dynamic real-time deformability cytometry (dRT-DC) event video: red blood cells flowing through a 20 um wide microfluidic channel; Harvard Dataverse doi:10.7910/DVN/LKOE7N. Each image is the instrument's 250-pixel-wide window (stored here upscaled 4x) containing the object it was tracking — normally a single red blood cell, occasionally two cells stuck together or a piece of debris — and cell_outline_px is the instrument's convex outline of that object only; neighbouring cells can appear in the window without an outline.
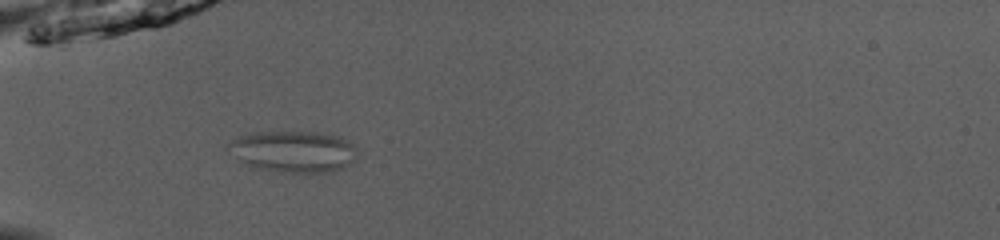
{"species": "common noctule bat (a hibernating species)", "species_latin": "Nyctalus noctula", "temperature_condition": "room temperature", "stored_images_in_passage": 53, "camera_frame_rate_fps": 3000, "um_per_image_px": 0.085, "animal": {"sex": "male", "body_mass_g": 13.0, "forearm_length_mm": 53.1}, "frame": {"image": 1, "passage_image": 19, "time_ms": 6.0, "image_size_px": [1000, 240], "cell_outline_px": [[356, 152], [352, 160], [344, 168], [336, 172], [276, 172], [252, 164], [244, 160], [228, 148], [228, 144], [240, 136], [256, 132], [316, 132], [336, 136], [352, 144], [356, 148]], "centroid_in_image_um": [25.02, 12.87], "position_along_channel_um": 60.0, "area_um2": 30.06}}
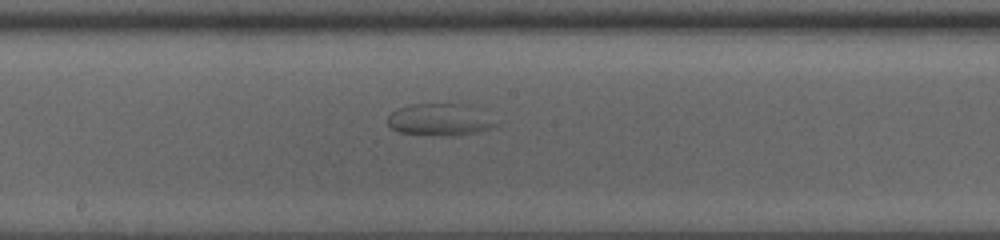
{"frame": {"image": 2, "passage_image": 31, "time_ms": 10.0, "image_size_px": [1000, 240], "cell_outline_px": [[500, 124], [492, 128], [476, 132], [452, 136], [444, 136], [400, 132], [392, 128], [388, 124], [388, 116], [392, 112], [408, 104], [468, 104]], "centroid_in_image_um": [37.38, 10.17], "position_along_channel_um": 210.8, "area_um2": 19.94}}
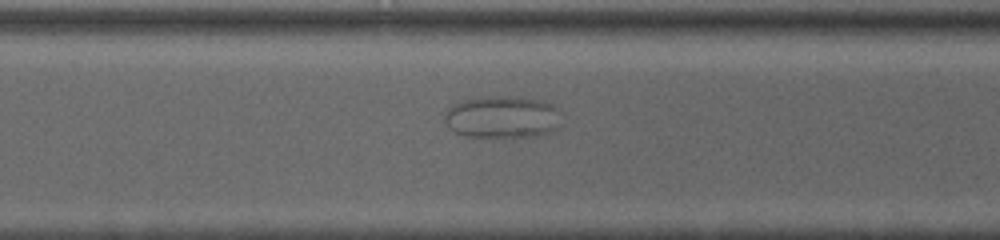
{"frame": {"image": 3, "passage_image": 40, "time_ms": 13.0, "image_size_px": [1000, 240], "cell_outline_px": [[560, 124], [556, 128], [548, 132], [536, 136], [464, 136], [448, 128], [444, 120], [444, 116], [448, 108], [464, 100], [492, 96], [512, 96], [536, 100], [552, 104], [556, 108]], "centroid_in_image_um": [42.66, 9.95], "position_along_channel_um": 327.9, "area_um2": 28.21}}